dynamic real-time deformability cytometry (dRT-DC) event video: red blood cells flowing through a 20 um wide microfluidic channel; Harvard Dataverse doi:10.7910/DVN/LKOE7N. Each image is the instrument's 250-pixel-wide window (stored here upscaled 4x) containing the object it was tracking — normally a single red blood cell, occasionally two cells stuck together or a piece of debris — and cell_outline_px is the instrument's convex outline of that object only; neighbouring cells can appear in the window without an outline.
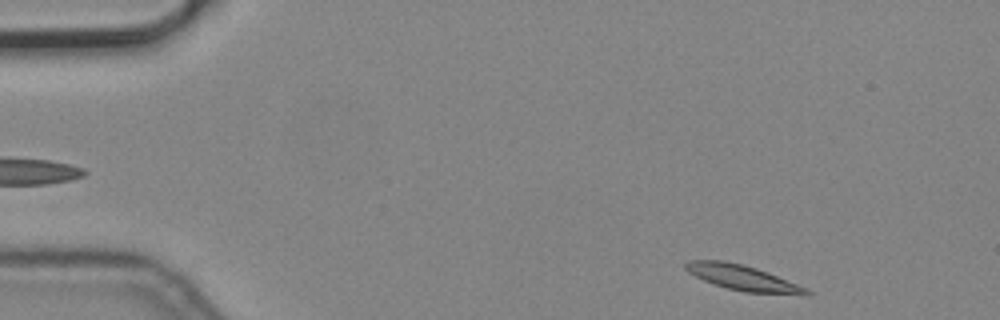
{"species": "common noctule bat (a hibernating species)", "species_latin": "Nyctalus noctula", "temperature_condition": "cold", "stored_images_in_passage": 4, "segment_of_instrument_passage": [2, 2], "camera_frame_rate_fps": 3000, "um_per_image_px": 0.085, "animal": {"sex": "male", "body_mass_g": 19.2, "forearm_length_mm": 51.8}, "frame": {"image": 1, "passage_image": 4, "time_ms": 1.0, "image_size_px": [1000, 320], "cell_outline_px": [[812, 296], [808, 296], [744, 292], [728, 288], [704, 280], [688, 272], [684, 268], [684, 264], [688, 260], [724, 260], [744, 264], [768, 272], [808, 288], [812, 292]], "centroid_in_image_um": [63.22, 23.62], "position_along_channel_um": 21.8, "area_um2": 18.15}}